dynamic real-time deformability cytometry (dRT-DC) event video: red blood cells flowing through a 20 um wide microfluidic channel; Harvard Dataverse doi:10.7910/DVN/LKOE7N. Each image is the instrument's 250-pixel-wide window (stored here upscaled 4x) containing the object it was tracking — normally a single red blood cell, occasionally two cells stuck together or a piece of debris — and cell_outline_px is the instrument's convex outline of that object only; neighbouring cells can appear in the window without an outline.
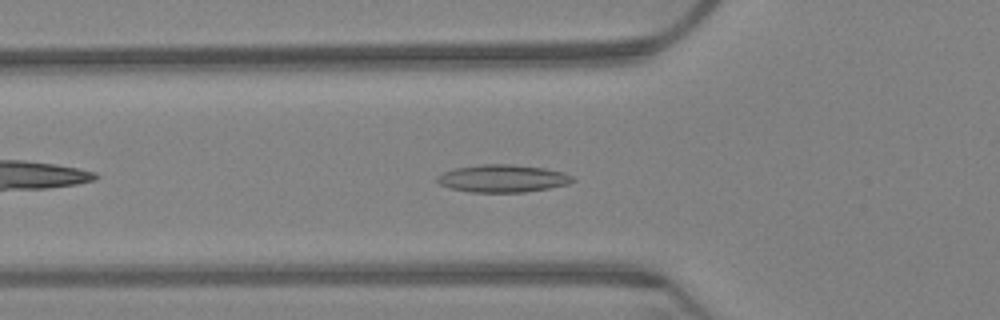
{"species": "Egyptian fruit bat (a non-hibernating species)", "species_latin": "Rousettus aegyptiacus", "temperature_condition": "warm", "stored_images_in_passage": 51, "camera_frame_rate_fps": 3000, "um_per_image_px": 0.085, "animal": {"sex": "female"}, "frame": {"image": 1, "passage_image": 9, "time_ms": 2.667, "image_size_px": [1000, 320], "cell_outline_px": [[576, 180], [568, 184], [548, 188], [524, 192], [468, 192], [452, 188], [440, 184], [436, 180], [436, 176], [444, 172], [456, 168], [484, 164], [512, 164], [544, 168], [564, 172], [572, 176]], "centroid_in_image_um": [42.74, 15.17], "position_along_channel_um": 83.1, "area_um2": 21.68}}
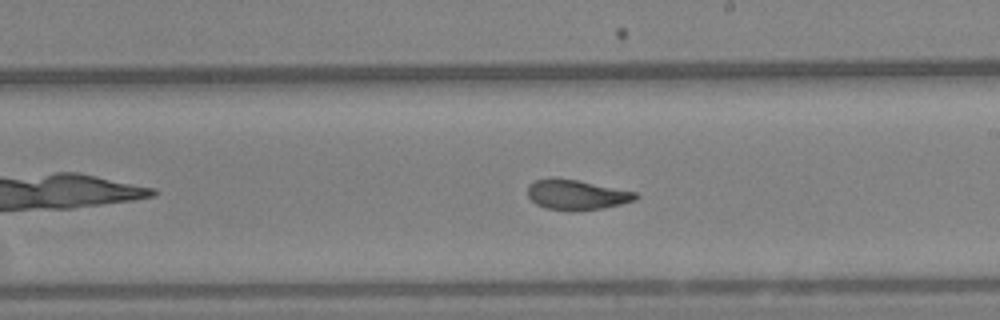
{"frame": {"image": 2, "passage_image": 24, "time_ms": 7.667, "image_size_px": [1000, 320], "cell_outline_px": [[640, 196], [636, 200], [604, 208], [572, 212], [544, 208], [536, 204], [528, 196], [528, 184], [536, 180], [576, 180], [636, 192]], "centroid_in_image_um": [49.03, 16.6], "position_along_channel_um": 240.0, "area_um2": 18.61}}
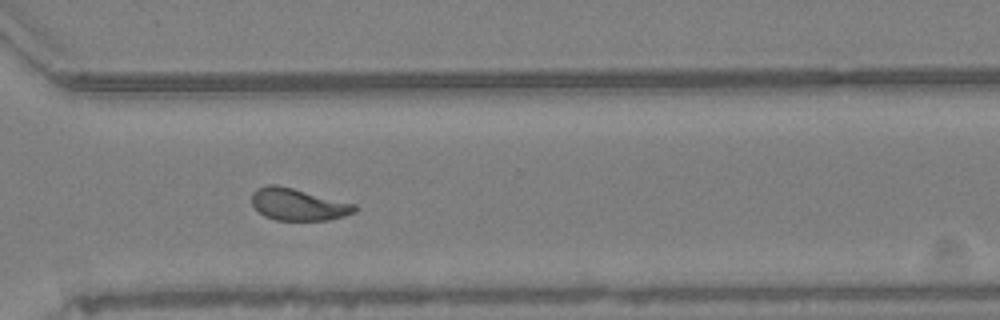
{"frame": {"image": 3, "passage_image": 34, "time_ms": 11.0, "image_size_px": [1000, 320], "cell_outline_px": [[356, 212], [344, 216], [328, 220], [276, 220], [264, 216], [252, 204], [252, 192], [256, 188], [268, 184], [276, 184], [356, 204]], "centroid_in_image_um": [25.33, 17.37], "position_along_channel_um": 345.3, "area_um2": 19.13}, "authors_computed_cell_mechanics": {"area_um2": 19.5364, "velocity_mm_per_s": 3.1414, "shape_relaxation_time_tau1_ms": 6.4617, "shape_relaxation_time_tau2_ms": 1.5738, "deformation_change_tau1": 0.1715, "deformation_change_tau2": 0.076}}